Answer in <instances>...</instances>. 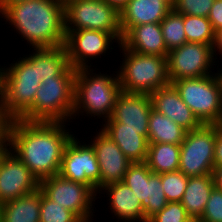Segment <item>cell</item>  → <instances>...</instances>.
Wrapping results in <instances>:
<instances>
[{
	"instance_id": "6da1fadb",
	"label": "cell",
	"mask_w": 222,
	"mask_h": 222,
	"mask_svg": "<svg viewBox=\"0 0 222 222\" xmlns=\"http://www.w3.org/2000/svg\"><path fill=\"white\" fill-rule=\"evenodd\" d=\"M65 124L22 119L11 123L8 148L39 182L59 174L64 148L75 135Z\"/></svg>"
},
{
	"instance_id": "7a4b0ae2",
	"label": "cell",
	"mask_w": 222,
	"mask_h": 222,
	"mask_svg": "<svg viewBox=\"0 0 222 222\" xmlns=\"http://www.w3.org/2000/svg\"><path fill=\"white\" fill-rule=\"evenodd\" d=\"M0 18L14 27L30 49L53 48L65 43L64 6L59 0H26L11 4Z\"/></svg>"
},
{
	"instance_id": "3957f363",
	"label": "cell",
	"mask_w": 222,
	"mask_h": 222,
	"mask_svg": "<svg viewBox=\"0 0 222 222\" xmlns=\"http://www.w3.org/2000/svg\"><path fill=\"white\" fill-rule=\"evenodd\" d=\"M92 68L76 70L75 104L72 120L86 114L101 123L111 118L118 95L122 92L117 71L116 74L95 73ZM80 114V115H79ZM97 116V118H96Z\"/></svg>"
},
{
	"instance_id": "277c9868",
	"label": "cell",
	"mask_w": 222,
	"mask_h": 222,
	"mask_svg": "<svg viewBox=\"0 0 222 222\" xmlns=\"http://www.w3.org/2000/svg\"><path fill=\"white\" fill-rule=\"evenodd\" d=\"M75 75L76 69L70 65L60 76L42 80L33 106L20 119L71 123L75 104Z\"/></svg>"
},
{
	"instance_id": "5b68a950",
	"label": "cell",
	"mask_w": 222,
	"mask_h": 222,
	"mask_svg": "<svg viewBox=\"0 0 222 222\" xmlns=\"http://www.w3.org/2000/svg\"><path fill=\"white\" fill-rule=\"evenodd\" d=\"M14 62L8 67L0 65V96L7 114L13 120L20 119L33 106L42 83L37 66L24 55Z\"/></svg>"
},
{
	"instance_id": "8992f818",
	"label": "cell",
	"mask_w": 222,
	"mask_h": 222,
	"mask_svg": "<svg viewBox=\"0 0 222 222\" xmlns=\"http://www.w3.org/2000/svg\"><path fill=\"white\" fill-rule=\"evenodd\" d=\"M114 47H120V52L124 53L117 70L123 92L151 94L170 84L167 57L136 53L121 43Z\"/></svg>"
},
{
	"instance_id": "52a82bcc",
	"label": "cell",
	"mask_w": 222,
	"mask_h": 222,
	"mask_svg": "<svg viewBox=\"0 0 222 222\" xmlns=\"http://www.w3.org/2000/svg\"><path fill=\"white\" fill-rule=\"evenodd\" d=\"M202 124L222 125V80L218 73L171 82Z\"/></svg>"
},
{
	"instance_id": "ba28073f",
	"label": "cell",
	"mask_w": 222,
	"mask_h": 222,
	"mask_svg": "<svg viewBox=\"0 0 222 222\" xmlns=\"http://www.w3.org/2000/svg\"><path fill=\"white\" fill-rule=\"evenodd\" d=\"M65 31L101 30L120 43L123 35L119 10L104 0H75L64 6Z\"/></svg>"
},
{
	"instance_id": "9c48e42d",
	"label": "cell",
	"mask_w": 222,
	"mask_h": 222,
	"mask_svg": "<svg viewBox=\"0 0 222 222\" xmlns=\"http://www.w3.org/2000/svg\"><path fill=\"white\" fill-rule=\"evenodd\" d=\"M215 140L216 124H202L186 132L180 144L179 171L187 177L213 174Z\"/></svg>"
},
{
	"instance_id": "30bf717a",
	"label": "cell",
	"mask_w": 222,
	"mask_h": 222,
	"mask_svg": "<svg viewBox=\"0 0 222 222\" xmlns=\"http://www.w3.org/2000/svg\"><path fill=\"white\" fill-rule=\"evenodd\" d=\"M39 189L50 200L75 213L83 222L94 220V202L98 195L89 186L57 174L41 180Z\"/></svg>"
},
{
	"instance_id": "8fae6325",
	"label": "cell",
	"mask_w": 222,
	"mask_h": 222,
	"mask_svg": "<svg viewBox=\"0 0 222 222\" xmlns=\"http://www.w3.org/2000/svg\"><path fill=\"white\" fill-rule=\"evenodd\" d=\"M213 46L187 42L170 50L167 54V72L170 83L183 78H199L214 74L212 70L219 61H216Z\"/></svg>"
},
{
	"instance_id": "7c38bea8",
	"label": "cell",
	"mask_w": 222,
	"mask_h": 222,
	"mask_svg": "<svg viewBox=\"0 0 222 222\" xmlns=\"http://www.w3.org/2000/svg\"><path fill=\"white\" fill-rule=\"evenodd\" d=\"M73 137L66 144L59 174L74 182L89 186L97 195L100 191V170L93 147ZM87 143V144H86Z\"/></svg>"
},
{
	"instance_id": "4fadbf2b",
	"label": "cell",
	"mask_w": 222,
	"mask_h": 222,
	"mask_svg": "<svg viewBox=\"0 0 222 222\" xmlns=\"http://www.w3.org/2000/svg\"><path fill=\"white\" fill-rule=\"evenodd\" d=\"M65 32L64 46L68 54V60L76 70L91 68L90 62L92 59H98L99 56L101 59V55L105 56L109 50L110 53L114 49L113 42L120 44L111 33L101 30L85 29Z\"/></svg>"
},
{
	"instance_id": "5bb4252c",
	"label": "cell",
	"mask_w": 222,
	"mask_h": 222,
	"mask_svg": "<svg viewBox=\"0 0 222 222\" xmlns=\"http://www.w3.org/2000/svg\"><path fill=\"white\" fill-rule=\"evenodd\" d=\"M40 182L9 148L0 158V203L28 195Z\"/></svg>"
},
{
	"instance_id": "9a60e30c",
	"label": "cell",
	"mask_w": 222,
	"mask_h": 222,
	"mask_svg": "<svg viewBox=\"0 0 222 222\" xmlns=\"http://www.w3.org/2000/svg\"><path fill=\"white\" fill-rule=\"evenodd\" d=\"M88 143L93 147L100 170V190L105 186L123 181L132 162L118 145L101 129Z\"/></svg>"
},
{
	"instance_id": "2e32d148",
	"label": "cell",
	"mask_w": 222,
	"mask_h": 222,
	"mask_svg": "<svg viewBox=\"0 0 222 222\" xmlns=\"http://www.w3.org/2000/svg\"><path fill=\"white\" fill-rule=\"evenodd\" d=\"M153 108L150 94L121 92L111 118L122 123V128L148 129Z\"/></svg>"
},
{
	"instance_id": "e0dca14e",
	"label": "cell",
	"mask_w": 222,
	"mask_h": 222,
	"mask_svg": "<svg viewBox=\"0 0 222 222\" xmlns=\"http://www.w3.org/2000/svg\"><path fill=\"white\" fill-rule=\"evenodd\" d=\"M150 96L154 110L172 119L187 132L202 125L171 83L155 90Z\"/></svg>"
},
{
	"instance_id": "ac0fdd59",
	"label": "cell",
	"mask_w": 222,
	"mask_h": 222,
	"mask_svg": "<svg viewBox=\"0 0 222 222\" xmlns=\"http://www.w3.org/2000/svg\"><path fill=\"white\" fill-rule=\"evenodd\" d=\"M100 127L132 163L146 161L149 147L148 129L122 128V123L112 118L104 121Z\"/></svg>"
},
{
	"instance_id": "d6986e66",
	"label": "cell",
	"mask_w": 222,
	"mask_h": 222,
	"mask_svg": "<svg viewBox=\"0 0 222 222\" xmlns=\"http://www.w3.org/2000/svg\"><path fill=\"white\" fill-rule=\"evenodd\" d=\"M172 9L166 0H130L119 11L122 35L132 26L160 23Z\"/></svg>"
},
{
	"instance_id": "ffe728a7",
	"label": "cell",
	"mask_w": 222,
	"mask_h": 222,
	"mask_svg": "<svg viewBox=\"0 0 222 222\" xmlns=\"http://www.w3.org/2000/svg\"><path fill=\"white\" fill-rule=\"evenodd\" d=\"M104 192L109 201L108 209L119 221L145 222V214L139 198L123 181L105 186L99 191V196L105 194Z\"/></svg>"
},
{
	"instance_id": "44dd1931",
	"label": "cell",
	"mask_w": 222,
	"mask_h": 222,
	"mask_svg": "<svg viewBox=\"0 0 222 222\" xmlns=\"http://www.w3.org/2000/svg\"><path fill=\"white\" fill-rule=\"evenodd\" d=\"M121 44L130 51L143 55L167 57L160 23L132 26L124 35Z\"/></svg>"
},
{
	"instance_id": "7402d4cb",
	"label": "cell",
	"mask_w": 222,
	"mask_h": 222,
	"mask_svg": "<svg viewBox=\"0 0 222 222\" xmlns=\"http://www.w3.org/2000/svg\"><path fill=\"white\" fill-rule=\"evenodd\" d=\"M26 58L37 66L38 77L49 80L60 76L69 66L68 54L64 45L53 48H33Z\"/></svg>"
},
{
	"instance_id": "603a6c76",
	"label": "cell",
	"mask_w": 222,
	"mask_h": 222,
	"mask_svg": "<svg viewBox=\"0 0 222 222\" xmlns=\"http://www.w3.org/2000/svg\"><path fill=\"white\" fill-rule=\"evenodd\" d=\"M214 187L215 180L213 174L188 177L181 204L190 218H201Z\"/></svg>"
},
{
	"instance_id": "cb8c5ba5",
	"label": "cell",
	"mask_w": 222,
	"mask_h": 222,
	"mask_svg": "<svg viewBox=\"0 0 222 222\" xmlns=\"http://www.w3.org/2000/svg\"><path fill=\"white\" fill-rule=\"evenodd\" d=\"M41 190L2 204L1 222H40Z\"/></svg>"
},
{
	"instance_id": "d4e9b609",
	"label": "cell",
	"mask_w": 222,
	"mask_h": 222,
	"mask_svg": "<svg viewBox=\"0 0 222 222\" xmlns=\"http://www.w3.org/2000/svg\"><path fill=\"white\" fill-rule=\"evenodd\" d=\"M180 144L149 143L145 163L154 174L179 170Z\"/></svg>"
},
{
	"instance_id": "484cf974",
	"label": "cell",
	"mask_w": 222,
	"mask_h": 222,
	"mask_svg": "<svg viewBox=\"0 0 222 222\" xmlns=\"http://www.w3.org/2000/svg\"><path fill=\"white\" fill-rule=\"evenodd\" d=\"M186 132L172 119L152 108L148 123L149 143L181 144L184 141Z\"/></svg>"
},
{
	"instance_id": "4316f807",
	"label": "cell",
	"mask_w": 222,
	"mask_h": 222,
	"mask_svg": "<svg viewBox=\"0 0 222 222\" xmlns=\"http://www.w3.org/2000/svg\"><path fill=\"white\" fill-rule=\"evenodd\" d=\"M152 171L145 162L132 163L123 179V182L133 190V193L139 198L143 210L149 204L148 197V178Z\"/></svg>"
},
{
	"instance_id": "83f0119b",
	"label": "cell",
	"mask_w": 222,
	"mask_h": 222,
	"mask_svg": "<svg viewBox=\"0 0 222 222\" xmlns=\"http://www.w3.org/2000/svg\"><path fill=\"white\" fill-rule=\"evenodd\" d=\"M184 31L187 42L214 45L216 32L206 17L184 15Z\"/></svg>"
},
{
	"instance_id": "f1b7e54d",
	"label": "cell",
	"mask_w": 222,
	"mask_h": 222,
	"mask_svg": "<svg viewBox=\"0 0 222 222\" xmlns=\"http://www.w3.org/2000/svg\"><path fill=\"white\" fill-rule=\"evenodd\" d=\"M160 24L163 40L168 51L187 43L184 31V15L172 9Z\"/></svg>"
},
{
	"instance_id": "f546056e",
	"label": "cell",
	"mask_w": 222,
	"mask_h": 222,
	"mask_svg": "<svg viewBox=\"0 0 222 222\" xmlns=\"http://www.w3.org/2000/svg\"><path fill=\"white\" fill-rule=\"evenodd\" d=\"M40 222H83L75 213L50 200L41 191Z\"/></svg>"
},
{
	"instance_id": "4dcf8cb0",
	"label": "cell",
	"mask_w": 222,
	"mask_h": 222,
	"mask_svg": "<svg viewBox=\"0 0 222 222\" xmlns=\"http://www.w3.org/2000/svg\"><path fill=\"white\" fill-rule=\"evenodd\" d=\"M148 206L144 209L145 222L152 216L161 211L168 203L163 186L161 183V176L151 172L148 178Z\"/></svg>"
},
{
	"instance_id": "1f68e13d",
	"label": "cell",
	"mask_w": 222,
	"mask_h": 222,
	"mask_svg": "<svg viewBox=\"0 0 222 222\" xmlns=\"http://www.w3.org/2000/svg\"><path fill=\"white\" fill-rule=\"evenodd\" d=\"M159 175L161 176V183L167 201L181 202L188 183V177L179 170Z\"/></svg>"
},
{
	"instance_id": "d6a6232c",
	"label": "cell",
	"mask_w": 222,
	"mask_h": 222,
	"mask_svg": "<svg viewBox=\"0 0 222 222\" xmlns=\"http://www.w3.org/2000/svg\"><path fill=\"white\" fill-rule=\"evenodd\" d=\"M215 0H176L173 9L182 15L208 17Z\"/></svg>"
},
{
	"instance_id": "836d02e7",
	"label": "cell",
	"mask_w": 222,
	"mask_h": 222,
	"mask_svg": "<svg viewBox=\"0 0 222 222\" xmlns=\"http://www.w3.org/2000/svg\"><path fill=\"white\" fill-rule=\"evenodd\" d=\"M189 219L190 217L181 202H168L161 211L147 222H187Z\"/></svg>"
},
{
	"instance_id": "e575fe53",
	"label": "cell",
	"mask_w": 222,
	"mask_h": 222,
	"mask_svg": "<svg viewBox=\"0 0 222 222\" xmlns=\"http://www.w3.org/2000/svg\"><path fill=\"white\" fill-rule=\"evenodd\" d=\"M200 219L203 222H222V190L216 186L211 191Z\"/></svg>"
},
{
	"instance_id": "d590c367",
	"label": "cell",
	"mask_w": 222,
	"mask_h": 222,
	"mask_svg": "<svg viewBox=\"0 0 222 222\" xmlns=\"http://www.w3.org/2000/svg\"><path fill=\"white\" fill-rule=\"evenodd\" d=\"M13 119L7 114L0 96V143L9 142V132Z\"/></svg>"
},
{
	"instance_id": "8d00e7d4",
	"label": "cell",
	"mask_w": 222,
	"mask_h": 222,
	"mask_svg": "<svg viewBox=\"0 0 222 222\" xmlns=\"http://www.w3.org/2000/svg\"><path fill=\"white\" fill-rule=\"evenodd\" d=\"M207 18L215 32L222 29V0L214 1Z\"/></svg>"
},
{
	"instance_id": "74e56055",
	"label": "cell",
	"mask_w": 222,
	"mask_h": 222,
	"mask_svg": "<svg viewBox=\"0 0 222 222\" xmlns=\"http://www.w3.org/2000/svg\"><path fill=\"white\" fill-rule=\"evenodd\" d=\"M222 166V125L216 124L214 169Z\"/></svg>"
},
{
	"instance_id": "f35d334b",
	"label": "cell",
	"mask_w": 222,
	"mask_h": 222,
	"mask_svg": "<svg viewBox=\"0 0 222 222\" xmlns=\"http://www.w3.org/2000/svg\"><path fill=\"white\" fill-rule=\"evenodd\" d=\"M213 48H214L215 58L217 59L216 55L218 54L222 57V29L216 32V38ZM216 52H218V54Z\"/></svg>"
},
{
	"instance_id": "ab89813d",
	"label": "cell",
	"mask_w": 222,
	"mask_h": 222,
	"mask_svg": "<svg viewBox=\"0 0 222 222\" xmlns=\"http://www.w3.org/2000/svg\"><path fill=\"white\" fill-rule=\"evenodd\" d=\"M213 176L215 180V186L222 190V166L214 169Z\"/></svg>"
},
{
	"instance_id": "60d3db41",
	"label": "cell",
	"mask_w": 222,
	"mask_h": 222,
	"mask_svg": "<svg viewBox=\"0 0 222 222\" xmlns=\"http://www.w3.org/2000/svg\"><path fill=\"white\" fill-rule=\"evenodd\" d=\"M26 0H0V14L11 4L23 2Z\"/></svg>"
},
{
	"instance_id": "b9f144b4",
	"label": "cell",
	"mask_w": 222,
	"mask_h": 222,
	"mask_svg": "<svg viewBox=\"0 0 222 222\" xmlns=\"http://www.w3.org/2000/svg\"><path fill=\"white\" fill-rule=\"evenodd\" d=\"M104 1L112 6H115L120 11L121 8L130 0H104Z\"/></svg>"
},
{
	"instance_id": "7bdbcfd3",
	"label": "cell",
	"mask_w": 222,
	"mask_h": 222,
	"mask_svg": "<svg viewBox=\"0 0 222 222\" xmlns=\"http://www.w3.org/2000/svg\"><path fill=\"white\" fill-rule=\"evenodd\" d=\"M7 148H8V143H0V158Z\"/></svg>"
},
{
	"instance_id": "ee69618b",
	"label": "cell",
	"mask_w": 222,
	"mask_h": 222,
	"mask_svg": "<svg viewBox=\"0 0 222 222\" xmlns=\"http://www.w3.org/2000/svg\"><path fill=\"white\" fill-rule=\"evenodd\" d=\"M59 1L61 2L63 6H65L66 4L71 3L72 1H75V0H59Z\"/></svg>"
},
{
	"instance_id": "f6af8a7d",
	"label": "cell",
	"mask_w": 222,
	"mask_h": 222,
	"mask_svg": "<svg viewBox=\"0 0 222 222\" xmlns=\"http://www.w3.org/2000/svg\"><path fill=\"white\" fill-rule=\"evenodd\" d=\"M187 222H203L201 219L190 218Z\"/></svg>"
},
{
	"instance_id": "bcb514c9",
	"label": "cell",
	"mask_w": 222,
	"mask_h": 222,
	"mask_svg": "<svg viewBox=\"0 0 222 222\" xmlns=\"http://www.w3.org/2000/svg\"><path fill=\"white\" fill-rule=\"evenodd\" d=\"M219 69V70H218ZM217 70H218V73H219V75H220V77H221V80H222V69H221V65H220V68H217ZM221 70V71H220Z\"/></svg>"
},
{
	"instance_id": "7dc6e473",
	"label": "cell",
	"mask_w": 222,
	"mask_h": 222,
	"mask_svg": "<svg viewBox=\"0 0 222 222\" xmlns=\"http://www.w3.org/2000/svg\"><path fill=\"white\" fill-rule=\"evenodd\" d=\"M167 2H169L172 6L175 4L176 0H166Z\"/></svg>"
},
{
	"instance_id": "c3c4849f",
	"label": "cell",
	"mask_w": 222,
	"mask_h": 222,
	"mask_svg": "<svg viewBox=\"0 0 222 222\" xmlns=\"http://www.w3.org/2000/svg\"><path fill=\"white\" fill-rule=\"evenodd\" d=\"M2 203H0V222H1Z\"/></svg>"
}]
</instances>
